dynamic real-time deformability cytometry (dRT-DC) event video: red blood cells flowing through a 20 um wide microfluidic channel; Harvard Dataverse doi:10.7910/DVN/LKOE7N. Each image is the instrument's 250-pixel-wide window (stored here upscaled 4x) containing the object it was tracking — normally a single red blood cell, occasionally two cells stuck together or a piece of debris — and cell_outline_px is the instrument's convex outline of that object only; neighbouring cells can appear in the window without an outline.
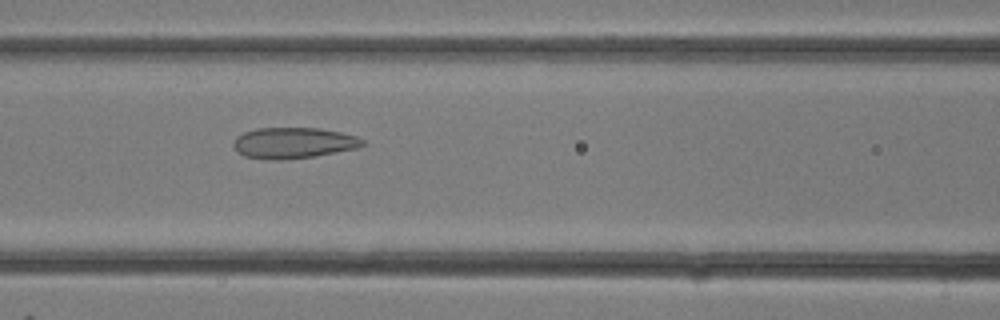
{"species": "common noctule bat (a hibernating species)", "species_latin": "Nyctalus noctula", "temperature_condition": "room temperature", "stored_images_in_passage": 25, "camera_frame_rate_fps": 3000, "um_per_image_px": 0.085, "animal": {"sex": "female"}, "frame": {"image": 1, "passage_image": 10, "time_ms": 3.0, "image_size_px": [1000, 320], "cell_outline_px": [[368, 144], [360, 148], [316, 156], [280, 160], [268, 160], [244, 156], [236, 152], [232, 144], [236, 136], [244, 132], [256, 128], [320, 128], [340, 132], [356, 136], [364, 140]], "centroid_in_image_um": [24.96, 12.15], "position_along_channel_um": 141.6, "area_um2": 23.7}}
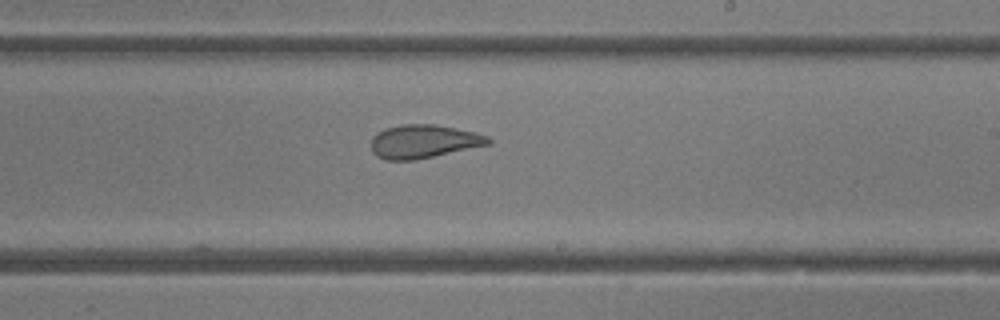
{"frame": {"image": 2, "passage_image": 15, "time_ms": 4.667, "image_size_px": [1000, 320], "cell_outline_px": [[492, 144], [416, 160], [384, 160], [376, 156], [372, 152], [372, 136], [376, 132], [384, 128], [400, 124], [436, 124], [476, 132], [488, 136], [492, 140]], "centroid_in_image_um": [36.01, 12.02], "position_along_channel_um": 253.0, "area_um2": 23.24}}
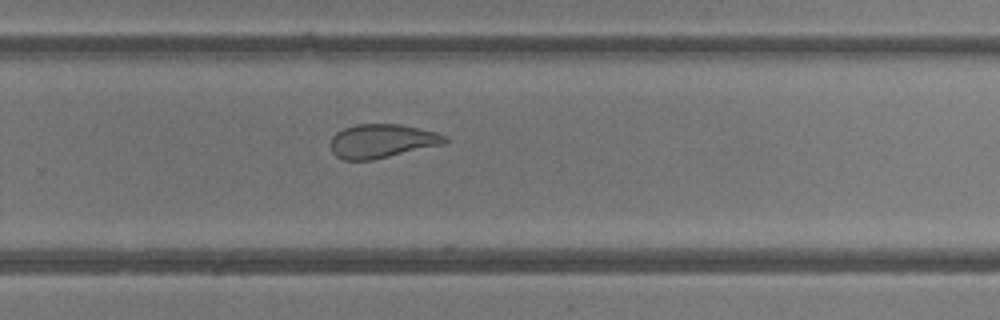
{"frame": {"image": 3, "passage_image": 17, "time_ms": 5.333, "image_size_px": [1000, 320], "cell_outline_px": [[448, 140], [444, 144], [372, 160], [344, 160], [336, 156], [332, 152], [332, 136], [336, 132], [344, 128], [356, 124], [400, 124], [436, 132], [448, 136]], "centroid_in_image_um": [32.48, 11.98], "position_along_channel_um": 297.3, "area_um2": 22.48}}